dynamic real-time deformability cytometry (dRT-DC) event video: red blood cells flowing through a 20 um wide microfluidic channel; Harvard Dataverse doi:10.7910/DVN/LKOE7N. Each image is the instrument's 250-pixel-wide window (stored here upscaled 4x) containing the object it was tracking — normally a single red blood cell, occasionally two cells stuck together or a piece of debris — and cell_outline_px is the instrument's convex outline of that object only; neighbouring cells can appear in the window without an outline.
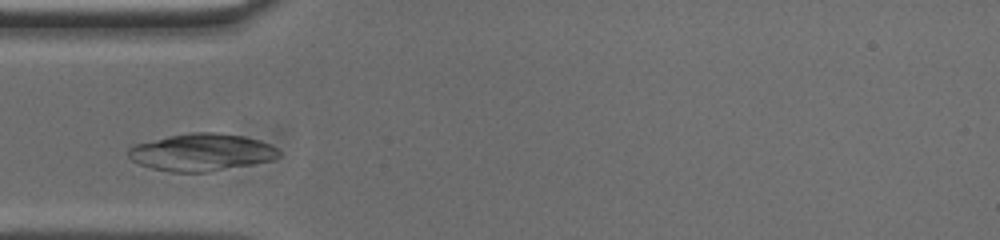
{"species": "common noctule bat (a hibernating species)", "species_latin": "Nyctalus noctula", "temperature_condition": "cold", "stored_images_in_passage": 39, "camera_frame_rate_fps": 3000, "um_per_image_px": 0.085, "animal": {"sex": "male", "body_mass_g": 20.0, "forearm_length_mm": 53.3}, "frame": {"image": 1, "passage_image": 6, "time_ms": 1.667, "image_size_px": [1000, 240], "cell_outline_px": [[280, 156], [272, 160], [208, 172], [168, 172], [152, 168], [140, 164], [132, 160], [128, 156], [128, 148], [136, 144], [168, 136], [192, 132], [220, 132], [244, 136], [260, 140], [276, 148], [280, 152]], "centroid_in_image_um": [17.13, 12.94], "position_along_channel_um": 67.9, "area_um2": 32.66}, "authors_computed_cell_mechanics": {"area_um2": 17.1666, "velocity_mm_per_s": 3.689, "shape_relaxation_time_tau1_ms": 1.6546, "shape_relaxation_time_tau2_ms": 2.8403, "deformation_change_tau1": 0.0662, "deformation_change_tau2": 0.0617}}